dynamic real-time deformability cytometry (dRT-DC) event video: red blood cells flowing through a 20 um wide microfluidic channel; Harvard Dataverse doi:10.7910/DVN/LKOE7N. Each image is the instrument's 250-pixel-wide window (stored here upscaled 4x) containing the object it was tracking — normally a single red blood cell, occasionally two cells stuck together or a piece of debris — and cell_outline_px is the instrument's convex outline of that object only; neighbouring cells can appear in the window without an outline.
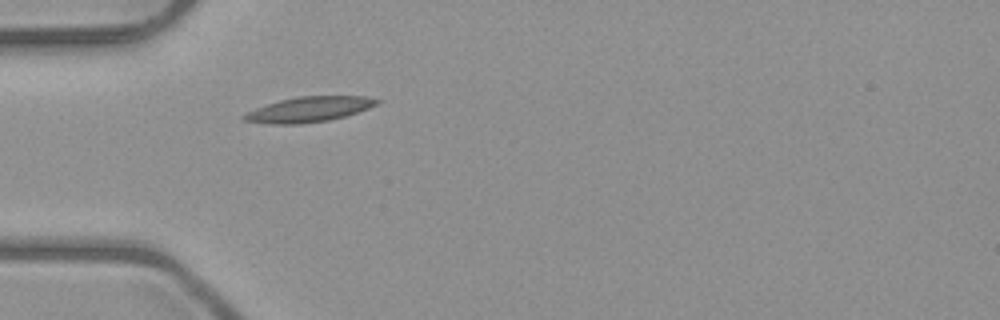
{"species": "common noctule bat (a hibernating species)", "species_latin": "Nyctalus noctula", "temperature_condition": "room temperature", "stored_images_in_passage": 4, "camera_frame_rate_fps": 3000, "um_per_image_px": 0.085, "animal": {"sex": "male", "body_mass_g": 23.1, "forearm_length_mm": 52.7}, "frame": {"image": 1, "passage_image": 4, "time_ms": 4.333, "image_size_px": [1000, 320], "cell_outline_px": [[380, 100], [376, 104], [368, 108], [344, 116], [328, 120], [300, 124], [272, 124], [244, 120], [240, 116], [256, 108], [280, 100], [296, 96], [368, 96]], "centroid_in_image_um": [26.25, 9.29], "position_along_channel_um": 58.7, "area_um2": 19.25}}